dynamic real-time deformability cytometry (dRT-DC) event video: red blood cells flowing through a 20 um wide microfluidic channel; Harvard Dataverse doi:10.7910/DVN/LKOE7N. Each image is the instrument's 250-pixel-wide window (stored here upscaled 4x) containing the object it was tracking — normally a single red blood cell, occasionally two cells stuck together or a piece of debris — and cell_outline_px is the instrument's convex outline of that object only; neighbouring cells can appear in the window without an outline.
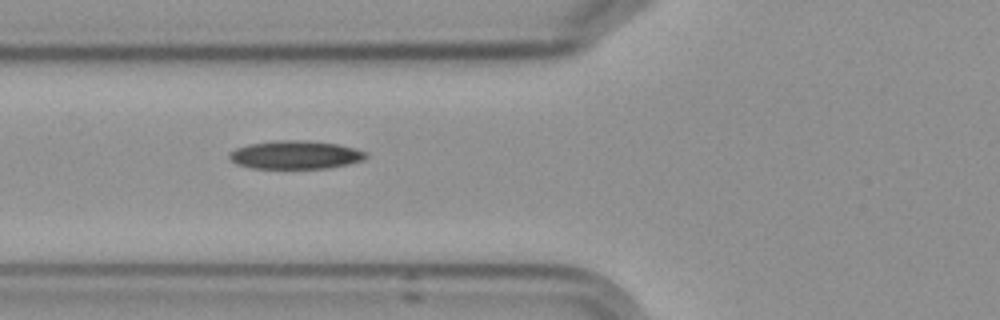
{"species": "Egyptian fruit bat (a non-hibernating species)", "species_latin": "Rousettus aegyptiacus", "temperature_condition": "cold", "stored_images_in_passage": 4, "camera_frame_rate_fps": 3000, "um_per_image_px": 0.085, "frame": {"image": 1, "passage_image": 3, "time_ms": 2.333, "image_size_px": [1000, 320], "cell_outline_px": [[368, 156], [364, 160], [348, 164], [328, 168], [252, 168], [236, 164], [228, 156], [228, 152], [236, 148], [248, 144], [276, 140], [308, 140], [336, 144], [356, 148], [368, 152]], "centroid_in_image_um": [25.12, 13.15], "position_along_channel_um": 100.7, "area_um2": 22.72}}